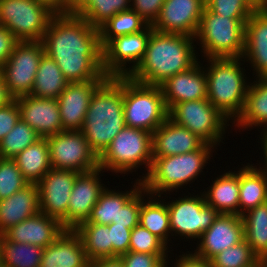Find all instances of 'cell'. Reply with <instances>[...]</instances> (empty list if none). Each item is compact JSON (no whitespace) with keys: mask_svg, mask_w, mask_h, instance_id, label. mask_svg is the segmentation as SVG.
<instances>
[{"mask_svg":"<svg viewBox=\"0 0 267 267\" xmlns=\"http://www.w3.org/2000/svg\"><path fill=\"white\" fill-rule=\"evenodd\" d=\"M41 42L68 82L109 78L103 72L99 29L79 15H54Z\"/></svg>","mask_w":267,"mask_h":267,"instance_id":"obj_1","label":"cell"},{"mask_svg":"<svg viewBox=\"0 0 267 267\" xmlns=\"http://www.w3.org/2000/svg\"><path fill=\"white\" fill-rule=\"evenodd\" d=\"M199 56L194 37L153 30L143 60L129 77L160 86L171 76L193 67Z\"/></svg>","mask_w":267,"mask_h":267,"instance_id":"obj_2","label":"cell"},{"mask_svg":"<svg viewBox=\"0 0 267 267\" xmlns=\"http://www.w3.org/2000/svg\"><path fill=\"white\" fill-rule=\"evenodd\" d=\"M123 105L124 76L109 77L90 100L80 131L98 157L126 126Z\"/></svg>","mask_w":267,"mask_h":267,"instance_id":"obj_3","label":"cell"},{"mask_svg":"<svg viewBox=\"0 0 267 267\" xmlns=\"http://www.w3.org/2000/svg\"><path fill=\"white\" fill-rule=\"evenodd\" d=\"M205 63L207 99L233 124L241 115L252 77L240 58H201ZM246 65V66H245ZM249 78V79H248Z\"/></svg>","mask_w":267,"mask_h":267,"instance_id":"obj_4","label":"cell"},{"mask_svg":"<svg viewBox=\"0 0 267 267\" xmlns=\"http://www.w3.org/2000/svg\"><path fill=\"white\" fill-rule=\"evenodd\" d=\"M215 149L214 146L204 143L193 152L153 157L151 168L142 180V187L153 196L180 192L179 189L190 190L191 183L193 184L198 177L202 179L200 175L205 176L203 170L210 165Z\"/></svg>","mask_w":267,"mask_h":267,"instance_id":"obj_5","label":"cell"},{"mask_svg":"<svg viewBox=\"0 0 267 267\" xmlns=\"http://www.w3.org/2000/svg\"><path fill=\"white\" fill-rule=\"evenodd\" d=\"M152 160V133L125 126L99 156V168L118 177L119 174L125 177L123 174L128 176L144 169L140 172L141 176L135 178L142 181L151 168Z\"/></svg>","mask_w":267,"mask_h":267,"instance_id":"obj_6","label":"cell"},{"mask_svg":"<svg viewBox=\"0 0 267 267\" xmlns=\"http://www.w3.org/2000/svg\"><path fill=\"white\" fill-rule=\"evenodd\" d=\"M248 18H228L209 11L202 13L195 36L201 58H240L245 48V24ZM200 51V53H199Z\"/></svg>","mask_w":267,"mask_h":267,"instance_id":"obj_7","label":"cell"},{"mask_svg":"<svg viewBox=\"0 0 267 267\" xmlns=\"http://www.w3.org/2000/svg\"><path fill=\"white\" fill-rule=\"evenodd\" d=\"M185 192H187V195L182 191V195L178 197H173L174 195L177 196V192L176 194L174 192L173 194L172 192L163 194L160 197L164 198L163 200L168 206L173 243L177 239L179 241L183 239L182 241L185 242L189 240L188 243L193 241L192 243L194 245L202 234L213 224L219 213L210 205L206 204L201 191L198 194H194V192H191V194L189 191Z\"/></svg>","mask_w":267,"mask_h":267,"instance_id":"obj_8","label":"cell"},{"mask_svg":"<svg viewBox=\"0 0 267 267\" xmlns=\"http://www.w3.org/2000/svg\"><path fill=\"white\" fill-rule=\"evenodd\" d=\"M125 124L153 133L168 118L160 86L146 85L124 76Z\"/></svg>","mask_w":267,"mask_h":267,"instance_id":"obj_9","label":"cell"},{"mask_svg":"<svg viewBox=\"0 0 267 267\" xmlns=\"http://www.w3.org/2000/svg\"><path fill=\"white\" fill-rule=\"evenodd\" d=\"M168 117L217 151L221 143L225 144L226 133L233 129L231 122L207 98L179 102L168 111Z\"/></svg>","mask_w":267,"mask_h":267,"instance_id":"obj_10","label":"cell"},{"mask_svg":"<svg viewBox=\"0 0 267 267\" xmlns=\"http://www.w3.org/2000/svg\"><path fill=\"white\" fill-rule=\"evenodd\" d=\"M54 14L36 0H0V24L21 41H41Z\"/></svg>","mask_w":267,"mask_h":267,"instance_id":"obj_11","label":"cell"},{"mask_svg":"<svg viewBox=\"0 0 267 267\" xmlns=\"http://www.w3.org/2000/svg\"><path fill=\"white\" fill-rule=\"evenodd\" d=\"M46 139L52 168L77 173L91 172L99 168V157L90 148L80 130H64Z\"/></svg>","mask_w":267,"mask_h":267,"instance_id":"obj_12","label":"cell"},{"mask_svg":"<svg viewBox=\"0 0 267 267\" xmlns=\"http://www.w3.org/2000/svg\"><path fill=\"white\" fill-rule=\"evenodd\" d=\"M44 54L41 41H21L15 45L13 52L1 66V77L14 99L30 95Z\"/></svg>","mask_w":267,"mask_h":267,"instance_id":"obj_13","label":"cell"},{"mask_svg":"<svg viewBox=\"0 0 267 267\" xmlns=\"http://www.w3.org/2000/svg\"><path fill=\"white\" fill-rule=\"evenodd\" d=\"M153 30L152 25H148L140 32L111 39L103 47L104 74L107 77L129 76L143 60Z\"/></svg>","mask_w":267,"mask_h":267,"instance_id":"obj_14","label":"cell"},{"mask_svg":"<svg viewBox=\"0 0 267 267\" xmlns=\"http://www.w3.org/2000/svg\"><path fill=\"white\" fill-rule=\"evenodd\" d=\"M72 170L51 168L37 183L40 212L58 219L68 229V203L76 177Z\"/></svg>","mask_w":267,"mask_h":267,"instance_id":"obj_15","label":"cell"},{"mask_svg":"<svg viewBox=\"0 0 267 267\" xmlns=\"http://www.w3.org/2000/svg\"><path fill=\"white\" fill-rule=\"evenodd\" d=\"M204 9L205 0H165L152 27L158 32L195 38Z\"/></svg>","mask_w":267,"mask_h":267,"instance_id":"obj_16","label":"cell"},{"mask_svg":"<svg viewBox=\"0 0 267 267\" xmlns=\"http://www.w3.org/2000/svg\"><path fill=\"white\" fill-rule=\"evenodd\" d=\"M245 239L242 217L235 214H218L213 224L190 249L201 258L210 261L221 251L233 247Z\"/></svg>","mask_w":267,"mask_h":267,"instance_id":"obj_17","label":"cell"},{"mask_svg":"<svg viewBox=\"0 0 267 267\" xmlns=\"http://www.w3.org/2000/svg\"><path fill=\"white\" fill-rule=\"evenodd\" d=\"M103 172V169L97 168L91 172L80 173L76 177L68 203V229L74 230L90 217L100 194L107 187L101 179L105 174Z\"/></svg>","mask_w":267,"mask_h":267,"instance_id":"obj_18","label":"cell"},{"mask_svg":"<svg viewBox=\"0 0 267 267\" xmlns=\"http://www.w3.org/2000/svg\"><path fill=\"white\" fill-rule=\"evenodd\" d=\"M107 79L69 82L57 98L63 130H81L94 92Z\"/></svg>","mask_w":267,"mask_h":267,"instance_id":"obj_19","label":"cell"},{"mask_svg":"<svg viewBox=\"0 0 267 267\" xmlns=\"http://www.w3.org/2000/svg\"><path fill=\"white\" fill-rule=\"evenodd\" d=\"M17 100L20 118L33 128L41 138L61 133L60 109L57 99L23 95Z\"/></svg>","mask_w":267,"mask_h":267,"instance_id":"obj_20","label":"cell"},{"mask_svg":"<svg viewBox=\"0 0 267 267\" xmlns=\"http://www.w3.org/2000/svg\"><path fill=\"white\" fill-rule=\"evenodd\" d=\"M202 59L160 85L168 111L179 102L207 98V77Z\"/></svg>","mask_w":267,"mask_h":267,"instance_id":"obj_21","label":"cell"},{"mask_svg":"<svg viewBox=\"0 0 267 267\" xmlns=\"http://www.w3.org/2000/svg\"><path fill=\"white\" fill-rule=\"evenodd\" d=\"M242 58L252 78L267 77V9H256L248 18Z\"/></svg>","mask_w":267,"mask_h":267,"instance_id":"obj_22","label":"cell"},{"mask_svg":"<svg viewBox=\"0 0 267 267\" xmlns=\"http://www.w3.org/2000/svg\"><path fill=\"white\" fill-rule=\"evenodd\" d=\"M204 142L169 117L152 133V156L168 157L198 150Z\"/></svg>","mask_w":267,"mask_h":267,"instance_id":"obj_23","label":"cell"},{"mask_svg":"<svg viewBox=\"0 0 267 267\" xmlns=\"http://www.w3.org/2000/svg\"><path fill=\"white\" fill-rule=\"evenodd\" d=\"M64 230L58 219L39 212L11 227L3 235L9 241L45 248L52 244Z\"/></svg>","mask_w":267,"mask_h":267,"instance_id":"obj_24","label":"cell"},{"mask_svg":"<svg viewBox=\"0 0 267 267\" xmlns=\"http://www.w3.org/2000/svg\"><path fill=\"white\" fill-rule=\"evenodd\" d=\"M39 267H90L80 236L73 229H65L44 248Z\"/></svg>","mask_w":267,"mask_h":267,"instance_id":"obj_25","label":"cell"},{"mask_svg":"<svg viewBox=\"0 0 267 267\" xmlns=\"http://www.w3.org/2000/svg\"><path fill=\"white\" fill-rule=\"evenodd\" d=\"M39 212L37 184H29L12 196L0 200V235Z\"/></svg>","mask_w":267,"mask_h":267,"instance_id":"obj_26","label":"cell"},{"mask_svg":"<svg viewBox=\"0 0 267 267\" xmlns=\"http://www.w3.org/2000/svg\"><path fill=\"white\" fill-rule=\"evenodd\" d=\"M235 168H237L235 171ZM234 171L224 170L217 175L214 181L204 190L206 204L214 208L219 214L239 215V171L234 166Z\"/></svg>","mask_w":267,"mask_h":267,"instance_id":"obj_27","label":"cell"},{"mask_svg":"<svg viewBox=\"0 0 267 267\" xmlns=\"http://www.w3.org/2000/svg\"><path fill=\"white\" fill-rule=\"evenodd\" d=\"M232 126L236 133L267 129V77L252 78L243 111Z\"/></svg>","mask_w":267,"mask_h":267,"instance_id":"obj_28","label":"cell"},{"mask_svg":"<svg viewBox=\"0 0 267 267\" xmlns=\"http://www.w3.org/2000/svg\"><path fill=\"white\" fill-rule=\"evenodd\" d=\"M139 224L160 238L169 248L172 240L167 203L160 196L150 195L141 187Z\"/></svg>","mask_w":267,"mask_h":267,"instance_id":"obj_29","label":"cell"},{"mask_svg":"<svg viewBox=\"0 0 267 267\" xmlns=\"http://www.w3.org/2000/svg\"><path fill=\"white\" fill-rule=\"evenodd\" d=\"M239 170V216L267 202V174L245 161Z\"/></svg>","mask_w":267,"mask_h":267,"instance_id":"obj_30","label":"cell"},{"mask_svg":"<svg viewBox=\"0 0 267 267\" xmlns=\"http://www.w3.org/2000/svg\"><path fill=\"white\" fill-rule=\"evenodd\" d=\"M134 181L131 182L133 187L124 188V191L121 190L122 187L117 189L119 186H113V189L107 186L100 194L88 220L82 223L109 225L112 221H116L118 210L142 187V181L138 179Z\"/></svg>","mask_w":267,"mask_h":267,"instance_id":"obj_31","label":"cell"},{"mask_svg":"<svg viewBox=\"0 0 267 267\" xmlns=\"http://www.w3.org/2000/svg\"><path fill=\"white\" fill-rule=\"evenodd\" d=\"M29 184H37L52 168L46 138H40L13 158Z\"/></svg>","mask_w":267,"mask_h":267,"instance_id":"obj_32","label":"cell"},{"mask_svg":"<svg viewBox=\"0 0 267 267\" xmlns=\"http://www.w3.org/2000/svg\"><path fill=\"white\" fill-rule=\"evenodd\" d=\"M131 10V0H73V14L99 29L119 12Z\"/></svg>","mask_w":267,"mask_h":267,"instance_id":"obj_33","label":"cell"},{"mask_svg":"<svg viewBox=\"0 0 267 267\" xmlns=\"http://www.w3.org/2000/svg\"><path fill=\"white\" fill-rule=\"evenodd\" d=\"M68 83L57 63L44 54L40 60L30 95L33 97L57 99Z\"/></svg>","mask_w":267,"mask_h":267,"instance_id":"obj_34","label":"cell"},{"mask_svg":"<svg viewBox=\"0 0 267 267\" xmlns=\"http://www.w3.org/2000/svg\"><path fill=\"white\" fill-rule=\"evenodd\" d=\"M74 231L80 236L90 262L112 258L109 225L80 223Z\"/></svg>","mask_w":267,"mask_h":267,"instance_id":"obj_35","label":"cell"},{"mask_svg":"<svg viewBox=\"0 0 267 267\" xmlns=\"http://www.w3.org/2000/svg\"><path fill=\"white\" fill-rule=\"evenodd\" d=\"M241 217L245 240L252 252L258 258L267 256V202L249 209Z\"/></svg>","mask_w":267,"mask_h":267,"instance_id":"obj_36","label":"cell"},{"mask_svg":"<svg viewBox=\"0 0 267 267\" xmlns=\"http://www.w3.org/2000/svg\"><path fill=\"white\" fill-rule=\"evenodd\" d=\"M0 250L4 267H39L44 248L9 241L4 235H0Z\"/></svg>","mask_w":267,"mask_h":267,"instance_id":"obj_37","label":"cell"},{"mask_svg":"<svg viewBox=\"0 0 267 267\" xmlns=\"http://www.w3.org/2000/svg\"><path fill=\"white\" fill-rule=\"evenodd\" d=\"M148 23L135 11L119 12L99 28L102 48L113 38L144 30Z\"/></svg>","mask_w":267,"mask_h":267,"instance_id":"obj_38","label":"cell"},{"mask_svg":"<svg viewBox=\"0 0 267 267\" xmlns=\"http://www.w3.org/2000/svg\"><path fill=\"white\" fill-rule=\"evenodd\" d=\"M41 137L21 118L13 129L0 142V158L13 159L25 148Z\"/></svg>","mask_w":267,"mask_h":267,"instance_id":"obj_39","label":"cell"},{"mask_svg":"<svg viewBox=\"0 0 267 267\" xmlns=\"http://www.w3.org/2000/svg\"><path fill=\"white\" fill-rule=\"evenodd\" d=\"M257 260L258 257L244 239L215 255L210 263L212 267H256Z\"/></svg>","mask_w":267,"mask_h":267,"instance_id":"obj_40","label":"cell"},{"mask_svg":"<svg viewBox=\"0 0 267 267\" xmlns=\"http://www.w3.org/2000/svg\"><path fill=\"white\" fill-rule=\"evenodd\" d=\"M29 182L24 178L14 159L0 158V200L22 190Z\"/></svg>","mask_w":267,"mask_h":267,"instance_id":"obj_41","label":"cell"},{"mask_svg":"<svg viewBox=\"0 0 267 267\" xmlns=\"http://www.w3.org/2000/svg\"><path fill=\"white\" fill-rule=\"evenodd\" d=\"M129 251L168 254L174 250H171L160 238L139 224L131 230Z\"/></svg>","mask_w":267,"mask_h":267,"instance_id":"obj_42","label":"cell"},{"mask_svg":"<svg viewBox=\"0 0 267 267\" xmlns=\"http://www.w3.org/2000/svg\"><path fill=\"white\" fill-rule=\"evenodd\" d=\"M205 7L228 18H249L256 10L248 0H205Z\"/></svg>","mask_w":267,"mask_h":267,"instance_id":"obj_43","label":"cell"},{"mask_svg":"<svg viewBox=\"0 0 267 267\" xmlns=\"http://www.w3.org/2000/svg\"><path fill=\"white\" fill-rule=\"evenodd\" d=\"M169 254H149L142 252H132L120 256L124 267H166V262L169 258H172ZM170 255V256H169Z\"/></svg>","mask_w":267,"mask_h":267,"instance_id":"obj_44","label":"cell"},{"mask_svg":"<svg viewBox=\"0 0 267 267\" xmlns=\"http://www.w3.org/2000/svg\"><path fill=\"white\" fill-rule=\"evenodd\" d=\"M140 209L141 188L118 210L117 220L112 223L126 226L132 230L139 225Z\"/></svg>","mask_w":267,"mask_h":267,"instance_id":"obj_45","label":"cell"},{"mask_svg":"<svg viewBox=\"0 0 267 267\" xmlns=\"http://www.w3.org/2000/svg\"><path fill=\"white\" fill-rule=\"evenodd\" d=\"M109 232L112 242V258L127 253L129 251L131 229L112 223L109 224Z\"/></svg>","mask_w":267,"mask_h":267,"instance_id":"obj_46","label":"cell"},{"mask_svg":"<svg viewBox=\"0 0 267 267\" xmlns=\"http://www.w3.org/2000/svg\"><path fill=\"white\" fill-rule=\"evenodd\" d=\"M165 0H131V9L138 13L148 25L157 20Z\"/></svg>","mask_w":267,"mask_h":267,"instance_id":"obj_47","label":"cell"},{"mask_svg":"<svg viewBox=\"0 0 267 267\" xmlns=\"http://www.w3.org/2000/svg\"><path fill=\"white\" fill-rule=\"evenodd\" d=\"M20 119V110L17 100L14 99L6 106L0 107V142Z\"/></svg>","mask_w":267,"mask_h":267,"instance_id":"obj_48","label":"cell"},{"mask_svg":"<svg viewBox=\"0 0 267 267\" xmlns=\"http://www.w3.org/2000/svg\"><path fill=\"white\" fill-rule=\"evenodd\" d=\"M174 257H176L174 260L168 259L166 267H212L210 261L196 256L192 250L186 252L183 250L180 255L177 256V254H175ZM169 260H171V262H169ZM170 263H172L173 266Z\"/></svg>","mask_w":267,"mask_h":267,"instance_id":"obj_49","label":"cell"},{"mask_svg":"<svg viewBox=\"0 0 267 267\" xmlns=\"http://www.w3.org/2000/svg\"><path fill=\"white\" fill-rule=\"evenodd\" d=\"M18 42L15 36L0 24V66L6 62Z\"/></svg>","mask_w":267,"mask_h":267,"instance_id":"obj_50","label":"cell"},{"mask_svg":"<svg viewBox=\"0 0 267 267\" xmlns=\"http://www.w3.org/2000/svg\"><path fill=\"white\" fill-rule=\"evenodd\" d=\"M54 15L73 14V0H36Z\"/></svg>","mask_w":267,"mask_h":267,"instance_id":"obj_51","label":"cell"},{"mask_svg":"<svg viewBox=\"0 0 267 267\" xmlns=\"http://www.w3.org/2000/svg\"><path fill=\"white\" fill-rule=\"evenodd\" d=\"M258 132L260 133V136L257 137V138H259L258 143H260V147H258V148L261 150L260 153H262V154L260 156L261 160H259V162L257 160V163H256L257 165L256 164H254V165L259 170H261L267 174V129L259 130ZM262 155H263V157H262Z\"/></svg>","mask_w":267,"mask_h":267,"instance_id":"obj_52","label":"cell"},{"mask_svg":"<svg viewBox=\"0 0 267 267\" xmlns=\"http://www.w3.org/2000/svg\"><path fill=\"white\" fill-rule=\"evenodd\" d=\"M90 267H124L120 257L98 259L90 262Z\"/></svg>","mask_w":267,"mask_h":267,"instance_id":"obj_53","label":"cell"},{"mask_svg":"<svg viewBox=\"0 0 267 267\" xmlns=\"http://www.w3.org/2000/svg\"><path fill=\"white\" fill-rule=\"evenodd\" d=\"M14 100V97L8 92L2 77H0V107L6 106Z\"/></svg>","mask_w":267,"mask_h":267,"instance_id":"obj_54","label":"cell"},{"mask_svg":"<svg viewBox=\"0 0 267 267\" xmlns=\"http://www.w3.org/2000/svg\"><path fill=\"white\" fill-rule=\"evenodd\" d=\"M256 9H267L266 0H248Z\"/></svg>","mask_w":267,"mask_h":267,"instance_id":"obj_55","label":"cell"},{"mask_svg":"<svg viewBox=\"0 0 267 267\" xmlns=\"http://www.w3.org/2000/svg\"><path fill=\"white\" fill-rule=\"evenodd\" d=\"M256 267H267V256L258 258Z\"/></svg>","mask_w":267,"mask_h":267,"instance_id":"obj_56","label":"cell"},{"mask_svg":"<svg viewBox=\"0 0 267 267\" xmlns=\"http://www.w3.org/2000/svg\"><path fill=\"white\" fill-rule=\"evenodd\" d=\"M0 267H2L1 250H0Z\"/></svg>","mask_w":267,"mask_h":267,"instance_id":"obj_57","label":"cell"}]
</instances>
